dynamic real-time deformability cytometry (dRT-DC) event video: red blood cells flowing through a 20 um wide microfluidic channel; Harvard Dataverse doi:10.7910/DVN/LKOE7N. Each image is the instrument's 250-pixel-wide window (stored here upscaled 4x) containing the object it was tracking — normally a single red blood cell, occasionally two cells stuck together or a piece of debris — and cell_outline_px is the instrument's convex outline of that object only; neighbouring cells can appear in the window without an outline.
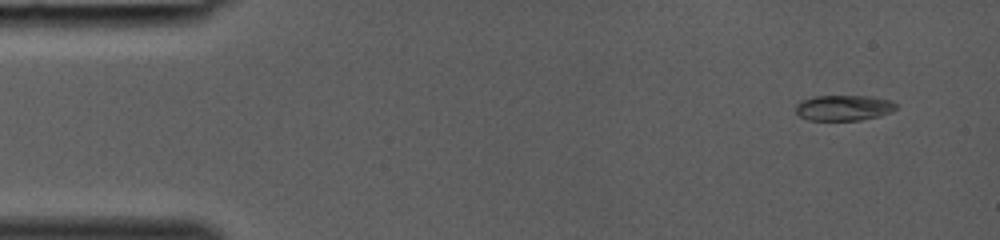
{"species": "common noctule bat (a hibernating species)", "species_latin": "Nyctalus noctula", "temperature_condition": "room temperature", "stored_images_in_passage": 16, "camera_frame_rate_fps": 3000, "um_per_image_px": 0.085, "animal": {"sex": "female", "body_mass_g": 19.0, "forearm_length_mm": 53.3}, "frame": {"image": 1, "passage_image": 3, "time_ms": 0.667, "image_size_px": [1000, 240], "cell_outline_px": [[896, 108], [880, 116], [860, 120], [808, 120], [800, 116], [796, 112], [796, 104], [800, 100], [812, 96], [872, 96], [888, 100], [896, 104]], "centroid_in_image_um": [71.66, 9.16], "position_along_channel_um": 13.3, "area_um2": 14.91}}